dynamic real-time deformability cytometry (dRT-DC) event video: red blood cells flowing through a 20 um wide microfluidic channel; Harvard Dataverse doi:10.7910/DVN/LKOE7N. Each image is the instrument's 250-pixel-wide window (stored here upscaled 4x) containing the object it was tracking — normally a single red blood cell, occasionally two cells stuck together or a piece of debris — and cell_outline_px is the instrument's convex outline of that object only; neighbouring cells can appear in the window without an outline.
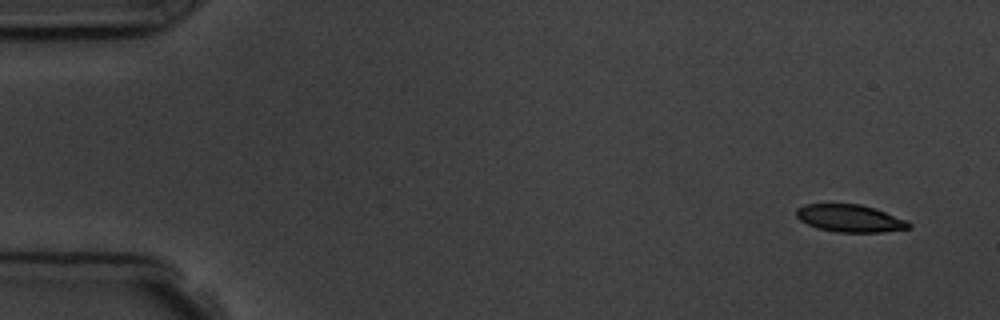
{"species": "common noctule bat (a hibernating species)", "species_latin": "Nyctalus noctula", "temperature_condition": "room temperature", "stored_images_in_passage": 6, "camera_frame_rate_fps": 3000, "um_per_image_px": 0.085, "animal": {"sex": "male", "body_mass_g": 19.5, "forearm_length_mm": 54.6}, "frame": {"image": 1, "passage_image": 1, "time_ms": 0.0, "image_size_px": [1000, 320], "cell_outline_px": [[912, 228], [884, 232], [836, 232], [816, 228], [800, 220], [796, 216], [796, 208], [804, 204], [860, 204], [876, 208], [908, 220], [912, 224]], "centroid_in_image_um": [72.28, 18.56], "position_along_channel_um": 12.7, "area_um2": 18.26}}
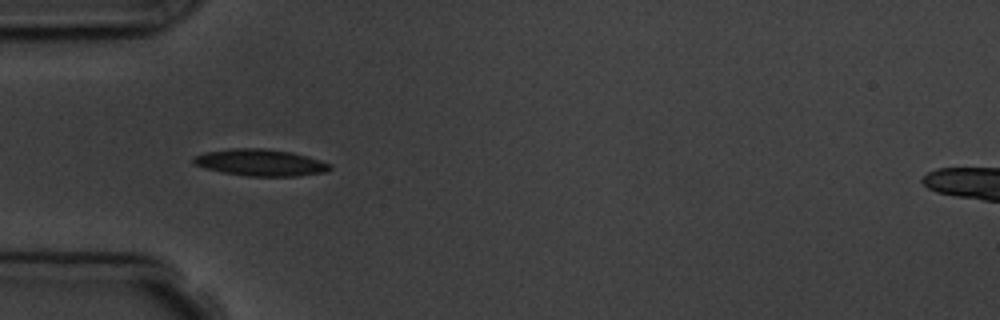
{"frame": {"image": 2, "passage_image": 5, "time_ms": 4.667, "image_size_px": [1000, 320], "cell_outline_px": [[332, 168], [324, 172], [296, 176], [248, 176], [220, 172], [204, 168], [192, 164], [192, 156], [204, 152], [232, 148], [264, 148], [292, 152], [308, 156], [332, 164]], "centroid_in_image_um": [22.09, 13.81], "position_along_channel_um": 62.9, "area_um2": 21.5}}